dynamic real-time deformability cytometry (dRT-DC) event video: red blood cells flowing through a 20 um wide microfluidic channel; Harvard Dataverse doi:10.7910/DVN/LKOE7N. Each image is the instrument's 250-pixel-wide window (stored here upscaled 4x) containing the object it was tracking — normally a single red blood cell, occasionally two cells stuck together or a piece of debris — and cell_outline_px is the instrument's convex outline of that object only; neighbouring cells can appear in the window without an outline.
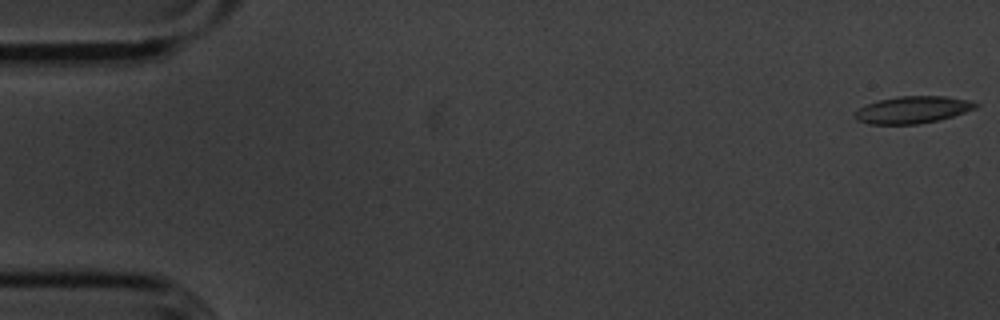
{"species": "common noctule bat (a hibernating species)", "species_latin": "Nyctalus noctula", "temperature_condition": "cold", "stored_images_in_passage": 55, "camera_frame_rate_fps": 3000, "um_per_image_px": 0.085, "animal": {"sex": "male", "body_mass_g": 20.1, "forearm_length_mm": 53.5}, "frame": {"image": 1, "passage_image": 1, "time_ms": 0.0, "image_size_px": [1000, 320], "cell_outline_px": [[980, 104], [976, 108], [952, 116], [936, 120], [916, 124], [868, 124], [856, 120], [856, 112], [860, 108], [868, 104], [880, 100], [900, 96], [944, 96], [968, 100]], "centroid_in_image_um": [77.59, 9.33], "position_along_channel_um": 7.4, "area_um2": 18.67}}
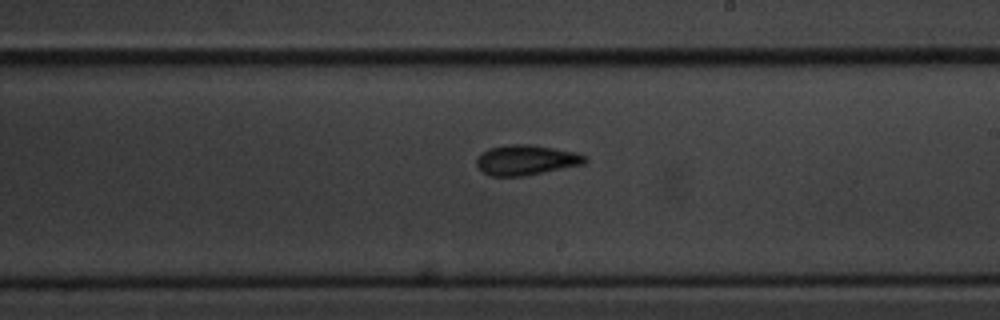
{"frame": {"image": 2, "passage_image": 32, "time_ms": 10.333, "image_size_px": [1000, 320], "cell_outline_px": [[588, 160], [584, 164], [524, 176], [488, 176], [476, 164], [476, 160], [488, 148], [508, 144], [532, 144], [576, 152], [588, 156]], "centroid_in_image_um": [44.76, 13.59], "position_along_channel_um": 244.2, "area_um2": 19.07}}
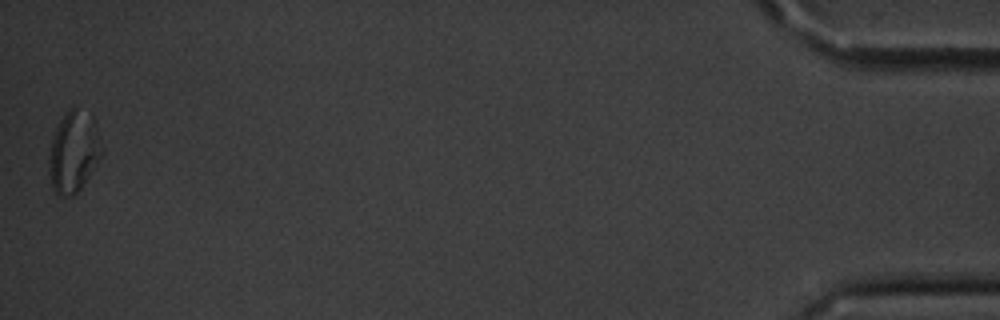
{"frame": {"image": 3, "passage_image": 55, "time_ms": 18.0, "image_size_px": [1000, 320], "cell_outline_px": [[104, 152], [80, 188], [72, 196], [60, 196], [52, 188], [48, 168], [48, 156], [52, 140], [56, 128], [60, 120], [72, 104], [92, 112], [96, 120], [104, 148]], "centroid_in_image_um": [6.3, 12.81], "position_along_channel_um": 428.9, "area_um2": 25.66}, "authors_computed_cell_mechanics": {"area_um2": 19.074, "velocity_mm_per_s": 3.6009, "shape_relaxation_time_tau1_ms": 2.1535, "shape_relaxation_time_tau2_ms": 3.4245, "deformation_change_tau1": 0.0873, "deformation_change_tau2": 0.1107}}